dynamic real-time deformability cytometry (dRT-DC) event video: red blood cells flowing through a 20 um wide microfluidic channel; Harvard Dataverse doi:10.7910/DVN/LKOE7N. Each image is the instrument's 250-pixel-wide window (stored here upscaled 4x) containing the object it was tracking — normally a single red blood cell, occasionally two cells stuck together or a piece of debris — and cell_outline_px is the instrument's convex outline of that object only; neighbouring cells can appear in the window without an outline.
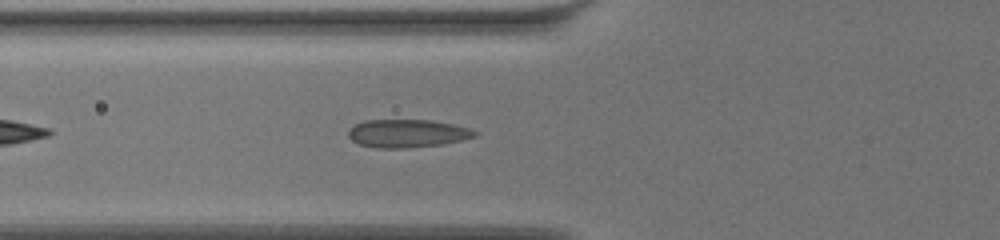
{"species": "common noctule bat (a hibernating species)", "species_latin": "Nyctalus noctula", "temperature_condition": "warm", "stored_images_in_passage": 36, "camera_frame_rate_fps": 3000, "um_per_image_px": 0.085, "animal": {"sex": "female", "body_mass_g": 19.5, "forearm_length_mm": 54.1}, "frame": {"image": 1, "passage_image": 6, "time_ms": 1.667, "image_size_px": [1000, 240], "cell_outline_px": [[480, 132], [476, 136], [444, 144], [404, 148], [376, 148], [360, 144], [352, 140], [348, 136], [348, 132], [356, 124], [364, 120], [432, 120], [452, 124], [468, 128]], "centroid_in_image_um": [34.64, 11.34], "position_along_channel_um": 91.2, "area_um2": 20.58}}
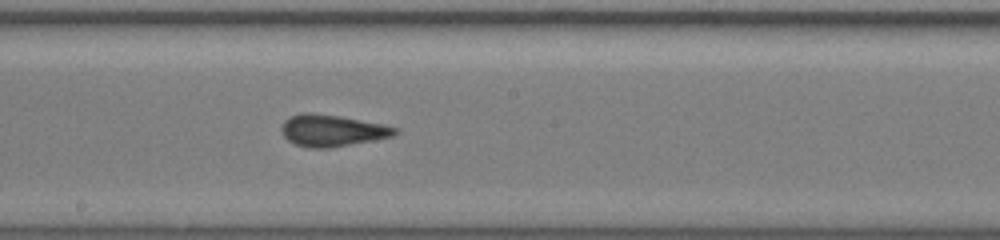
{"frame": {"image": 2, "passage_image": 17, "time_ms": 5.333, "image_size_px": [1000, 240], "cell_outline_px": [[400, 128], [392, 136], [332, 148], [308, 148], [296, 144], [288, 140], [284, 136], [280, 128], [284, 120], [292, 116], [304, 112], [308, 112], [336, 116], [384, 124]], "centroid_in_image_um": [28.21, 11.1], "position_along_channel_um": 220.0, "area_um2": 20.75}}
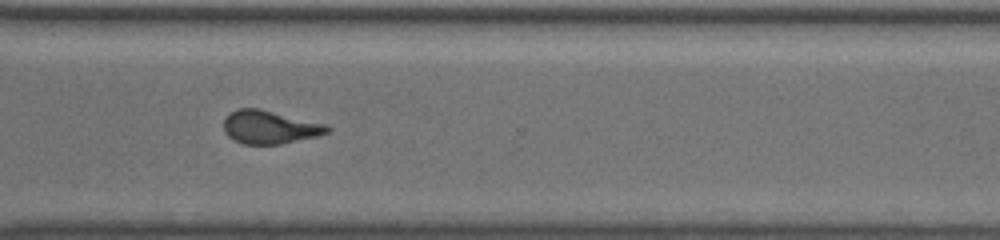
{"frame": {"image": 3, "passage_image": 28, "time_ms": 9.0, "image_size_px": [1000, 240], "cell_outline_px": [[332, 128], [328, 132], [316, 136], [280, 144], [244, 144], [232, 140], [224, 132], [224, 116], [236, 108], [260, 108], [328, 124]], "centroid_in_image_um": [22.91, 10.79], "position_along_channel_um": 347.7, "area_um2": 20.35}, "authors_computed_cell_mechanics": {"area_um2": 20.4612, "velocity_mm_per_s": 3.4969, "shape_relaxation_time_tau1_ms": null, "shape_relaxation_time_tau2_ms": 1.091, "deformation_change_tau1": null, "deformation_change_tau2": 0.0964}}